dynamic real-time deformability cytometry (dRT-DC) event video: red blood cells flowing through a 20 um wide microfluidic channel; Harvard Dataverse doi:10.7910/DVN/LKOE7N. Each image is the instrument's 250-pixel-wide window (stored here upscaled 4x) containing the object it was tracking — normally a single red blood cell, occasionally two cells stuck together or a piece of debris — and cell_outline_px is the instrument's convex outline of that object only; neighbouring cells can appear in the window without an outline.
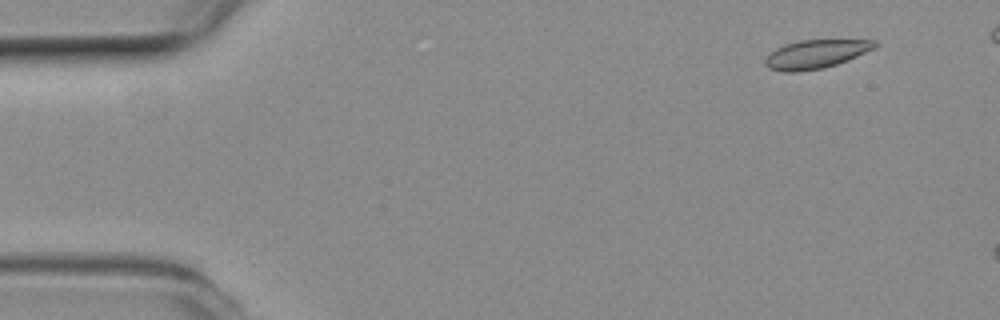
{"species": "common noctule bat (a hibernating species)", "species_latin": "Nyctalus noctula", "temperature_condition": "room temperature", "stored_images_in_passage": 52, "camera_frame_rate_fps": 3000, "um_per_image_px": 0.085, "animal": {"sex": "female", "body_mass_g": 19.3, "forearm_length_mm": 54.1}, "frame": {"image": 1, "passage_image": 5, "time_ms": 1.333, "image_size_px": [1000, 320], "cell_outline_px": [[876, 44], [872, 48], [848, 60], [824, 68], [796, 72], [784, 72], [768, 68], [764, 64], [764, 60], [768, 52], [784, 44], [800, 40], [876, 40]], "centroid_in_image_um": [69.24, 4.61], "position_along_channel_um": 15.8, "area_um2": 18.21}}
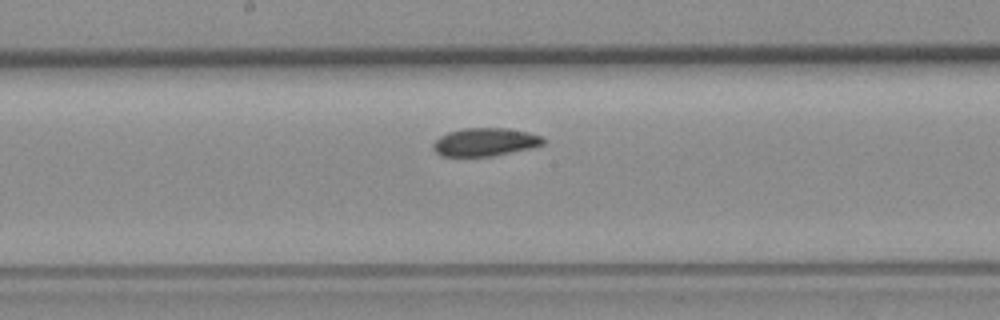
{"frame": {"image": 2, "passage_image": 29, "time_ms": 9.333, "image_size_px": [1000, 320], "cell_outline_px": [[544, 144], [532, 148], [492, 156], [440, 156], [432, 148], [432, 144], [440, 136], [448, 132], [464, 128], [508, 128], [528, 132], [540, 136], [544, 140]], "centroid_in_image_um": [41.21, 12.07], "position_along_channel_um": 207.0, "area_um2": 18.03}}
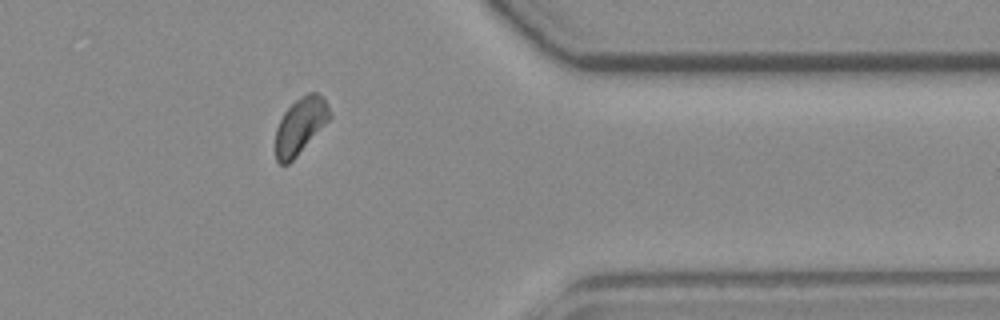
{"frame": {"image": 3, "passage_image": 45, "time_ms": 14.667, "image_size_px": [1000, 320], "cell_outline_px": [[332, 116], [296, 156], [288, 164], [280, 164], [276, 160], [276, 128], [284, 112], [296, 100], [308, 92], [316, 92], [328, 104]], "centroid_in_image_um": [25.52, 10.68], "position_along_channel_um": 385.9, "area_um2": 17.34}, "authors_computed_cell_mechanics": {"area_um2": 18.3515, "velocity_mm_per_s": 3.6986, "shape_relaxation_time_tau1_ms": 3.0145, "shape_relaxation_time_tau2_ms": null, "deformation_change_tau1": 0.0757, "deformation_change_tau2": null}}